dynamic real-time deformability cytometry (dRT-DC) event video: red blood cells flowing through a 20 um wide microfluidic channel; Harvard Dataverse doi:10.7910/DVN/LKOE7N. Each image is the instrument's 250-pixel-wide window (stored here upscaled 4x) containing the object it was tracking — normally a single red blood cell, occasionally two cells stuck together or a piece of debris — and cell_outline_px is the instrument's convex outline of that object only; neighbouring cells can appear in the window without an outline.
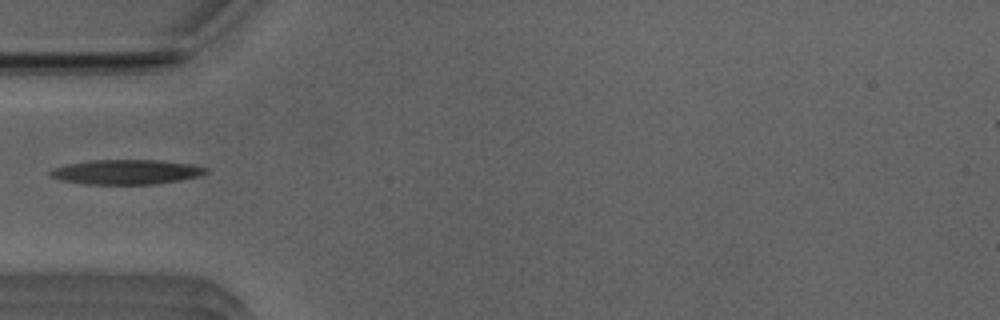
{"species": "Egyptian fruit bat (a non-hibernating species)", "species_latin": "Rousettus aegyptiacus", "temperature_condition": "room temperature", "stored_images_in_passage": 36, "camera_frame_rate_fps": 3000, "um_per_image_px": 0.085, "animal": {"sex": "male"}, "frame": {"image": 1, "passage_image": 1, "time_ms": 0.0, "image_size_px": [1000, 320], "cell_outline_px": [[208, 172], [200, 176], [156, 184], [84, 184], [60, 180], [48, 176], [48, 172], [56, 168], [68, 164], [88, 160], [160, 160], [192, 164], [208, 168]], "centroid_in_image_um": [10.73, 14.61], "position_along_channel_um": 74.3, "area_um2": 22.48}}
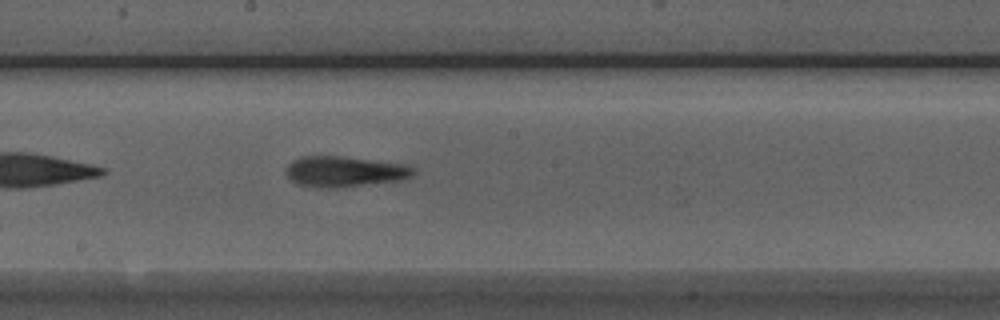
{"frame": {"image": 2, "passage_image": 12, "time_ms": 3.667, "image_size_px": [1000, 320], "cell_outline_px": [[416, 172], [412, 176], [404, 180], [336, 188], [320, 188], [300, 184], [292, 180], [288, 176], [288, 164], [292, 160], [300, 156], [340, 156], [408, 164], [416, 168]], "centroid_in_image_um": [29.37, 14.58], "position_along_channel_um": 218.8, "area_um2": 22.89}}
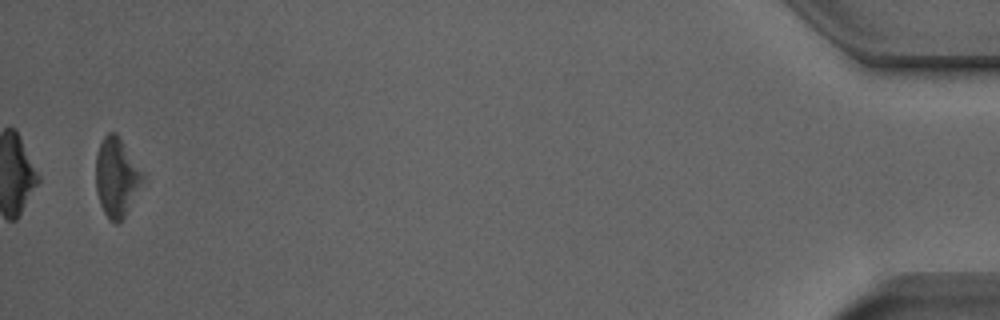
{"frame": {"image": 3, "passage_image": 35, "time_ms": 11.333, "image_size_px": [1000, 320], "cell_outline_px": [[144, 176], [120, 224], [116, 224], [108, 220], [100, 204], [96, 192], [96, 152], [104, 136], [108, 132], [116, 132]], "centroid_in_image_um": [9.85, 15.08], "position_along_channel_um": 425.4, "area_um2": 20.98}}